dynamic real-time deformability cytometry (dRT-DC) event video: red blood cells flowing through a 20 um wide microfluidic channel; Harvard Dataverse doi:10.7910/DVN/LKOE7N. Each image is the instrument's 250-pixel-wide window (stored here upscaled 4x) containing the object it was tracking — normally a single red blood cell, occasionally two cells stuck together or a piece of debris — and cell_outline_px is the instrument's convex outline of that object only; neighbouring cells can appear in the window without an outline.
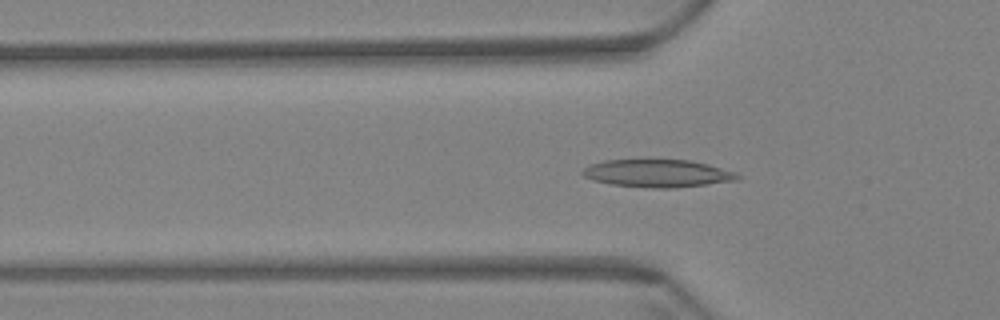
{"species": "Egyptian fruit bat (a non-hibernating species)", "species_latin": "Rousettus aegyptiacus", "temperature_condition": "warm", "stored_images_in_passage": 58, "camera_frame_rate_fps": 3000, "um_per_image_px": 0.085, "animal": {"sex": "female"}, "frame": {"image": 1, "passage_image": 18, "time_ms": 5.667, "image_size_px": [1000, 320], "cell_outline_px": [[740, 180], [676, 188], [652, 188], [612, 184], [592, 180], [584, 176], [580, 172], [588, 164], [604, 160], [636, 156], [688, 160], [708, 164], [732, 172], [740, 176]], "centroid_in_image_um": [55.8, 14.68], "position_along_channel_um": 70.0, "area_um2": 26.13}}
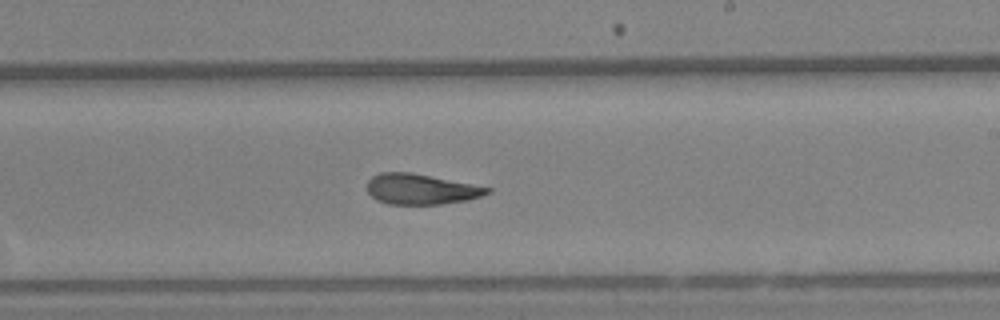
{"frame": {"image": 2, "passage_image": 34, "time_ms": 11.0, "image_size_px": [1000, 320], "cell_outline_px": [[492, 192], [468, 200], [440, 204], [388, 204], [376, 200], [368, 192], [368, 180], [372, 176], [380, 172], [412, 172], [492, 188]], "centroid_in_image_um": [35.77, 16.07], "position_along_channel_um": 253.2, "area_um2": 21.33}}
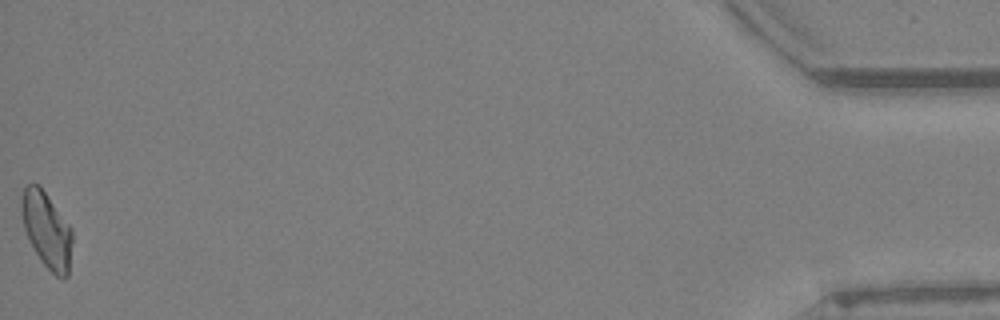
{"frame": {"image": 3, "passage_image": 58, "time_ms": 19.0, "image_size_px": [1000, 320], "cell_outline_px": [[72, 244], [68, 276], [64, 280], [56, 276], [44, 264], [36, 252], [24, 228], [20, 212], [20, 196], [24, 184], [40, 184], [72, 228]], "centroid_in_image_um": [3.96, 19.49], "position_along_channel_um": 431.2, "area_um2": 22.72}, "authors_computed_cell_mechanics": {"area_um2": 22.4553, "velocity_mm_per_s": 3.4493, "shape_relaxation_time_tau1_ms": 5.4785, "shape_relaxation_time_tau2_ms": 2.9506, "deformation_change_tau1": 0.1782, "deformation_change_tau2": 0.1139}}